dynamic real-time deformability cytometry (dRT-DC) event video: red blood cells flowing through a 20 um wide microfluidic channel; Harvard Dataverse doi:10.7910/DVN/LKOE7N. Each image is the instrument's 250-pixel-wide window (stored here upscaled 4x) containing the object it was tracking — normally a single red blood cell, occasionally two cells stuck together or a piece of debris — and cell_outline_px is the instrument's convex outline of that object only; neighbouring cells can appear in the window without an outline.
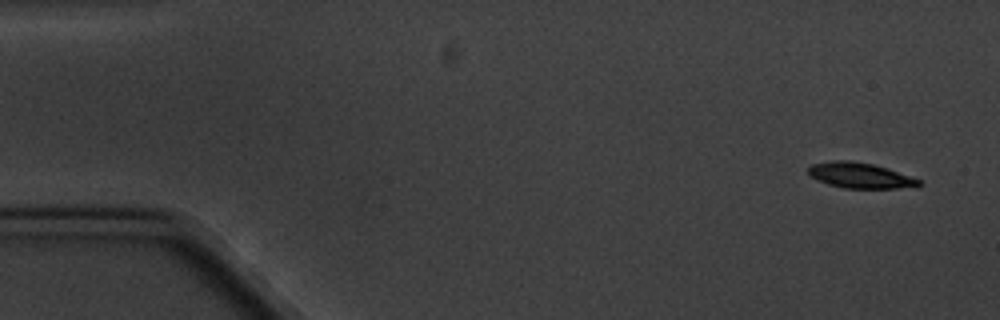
{"species": "common noctule bat (a hibernating species)", "species_latin": "Nyctalus noctula", "temperature_condition": "cold", "stored_images_in_passage": 6, "camera_frame_rate_fps": 3000, "um_per_image_px": 0.085, "animal": {"sex": "male", "body_mass_g": 20.1, "forearm_length_mm": 53.5}, "frame": {"image": 1, "passage_image": 1, "time_ms": 0.0, "image_size_px": [1000, 320], "cell_outline_px": [[924, 184], [916, 188], [844, 188], [828, 184], [816, 180], [808, 172], [808, 168], [812, 164], [832, 160], [848, 160], [872, 164], [888, 168], [920, 180]], "centroid_in_image_um": [73.15, 14.92], "position_along_channel_um": 11.9, "area_um2": 16.53}}
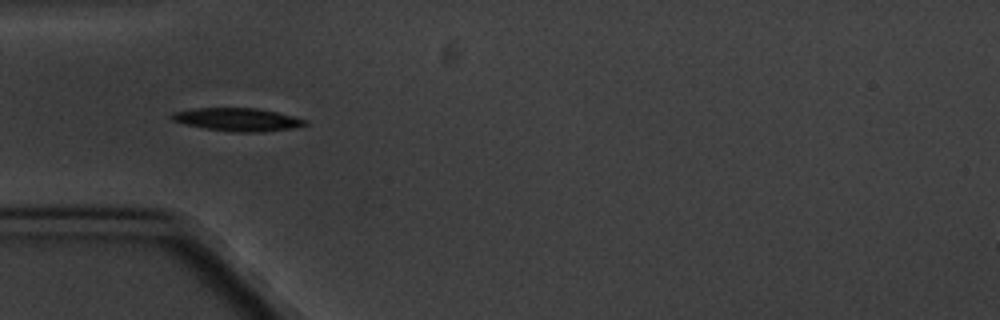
{"frame": {"image": 2, "passage_image": 5, "time_ms": 5.0, "image_size_px": [1000, 320], "cell_outline_px": [[308, 124], [296, 128], [264, 132], [232, 132], [208, 128], [188, 124], [172, 120], [168, 116], [172, 112], [196, 108], [256, 108], [276, 112], [308, 120]], "centroid_in_image_um": [20.23, 10.16], "position_along_channel_um": 64.8, "area_um2": 17.86}}